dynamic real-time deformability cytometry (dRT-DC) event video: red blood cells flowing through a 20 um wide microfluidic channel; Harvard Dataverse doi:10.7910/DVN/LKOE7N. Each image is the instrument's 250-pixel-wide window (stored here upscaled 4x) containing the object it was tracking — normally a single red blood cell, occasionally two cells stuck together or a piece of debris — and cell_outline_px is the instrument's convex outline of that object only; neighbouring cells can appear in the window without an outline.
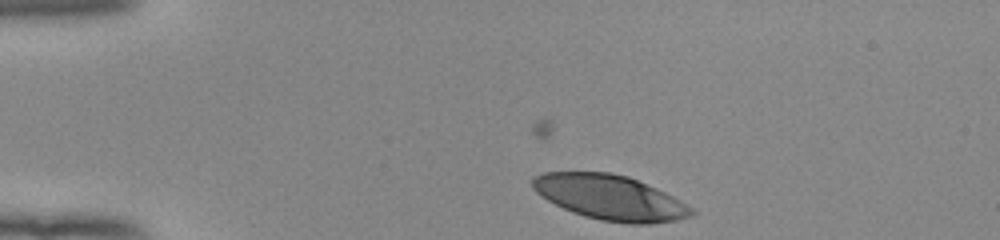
{"species": "human", "species_latin": "Homo sapiens", "temperature_condition": "room temperature", "stored_images_in_passage": 5, "camera_frame_rate_fps": 3000, "um_per_image_px": 0.085, "donor": {"sex": "female"}, "frame": {"image": 1, "passage_image": 5, "time_ms": 1.333, "image_size_px": [1000, 240], "cell_outline_px": [[696, 212], [692, 216], [676, 220], [648, 224], [632, 224], [600, 220], [584, 216], [572, 212], [548, 200], [536, 192], [532, 188], [532, 176], [544, 172], [608, 172], [628, 176], [656, 188], [680, 200], [692, 208]], "centroid_in_image_um": [51.85, 16.78], "position_along_channel_um": 33.2, "area_um2": 41.5}}